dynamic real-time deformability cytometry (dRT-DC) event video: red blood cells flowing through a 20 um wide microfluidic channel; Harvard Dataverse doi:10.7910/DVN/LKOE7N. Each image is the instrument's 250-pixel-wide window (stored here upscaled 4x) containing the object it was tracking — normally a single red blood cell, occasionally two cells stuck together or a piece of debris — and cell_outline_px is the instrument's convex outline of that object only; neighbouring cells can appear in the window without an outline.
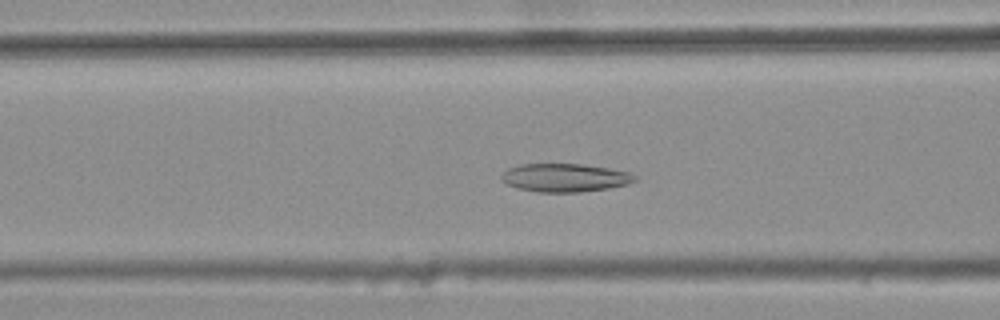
{"species": "common noctule bat (a hibernating species)", "species_latin": "Nyctalus noctula", "temperature_condition": "warm", "stored_images_in_passage": 45, "camera_frame_rate_fps": 3000, "um_per_image_px": 0.085, "animal": {"sex": "female", "body_mass_g": 25.1}, "frame": {"image": 1, "passage_image": 21, "time_ms": 6.667, "image_size_px": [1000, 320], "cell_outline_px": [[636, 180], [628, 184], [608, 188], [580, 192], [536, 192], [516, 188], [504, 184], [500, 180], [500, 176], [508, 168], [520, 164], [584, 164], [608, 168], [628, 172], [636, 176]], "centroid_in_image_um": [47.96, 15.11], "position_along_channel_um": 118.6, "area_um2": 22.14}}
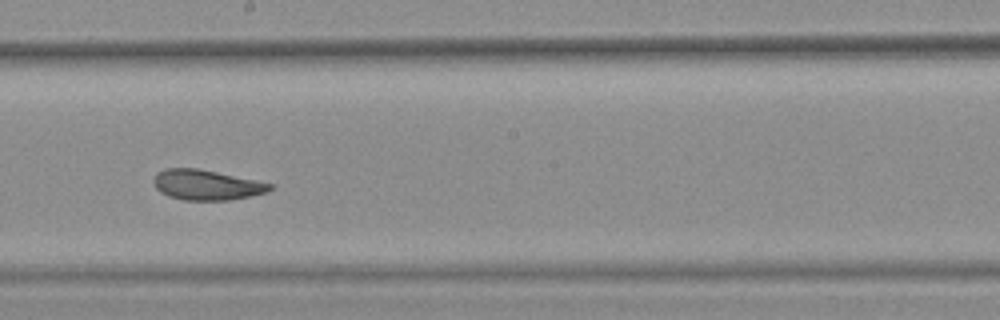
{"frame": {"image": 2, "passage_image": 30, "time_ms": 9.667, "image_size_px": [1000, 320], "cell_outline_px": [[276, 184], [268, 192], [228, 200], [184, 200], [168, 196], [160, 192], [156, 188], [152, 180], [156, 172], [164, 168], [196, 168]], "centroid_in_image_um": [17.53, 15.71], "position_along_channel_um": 230.7, "area_um2": 20.52}}
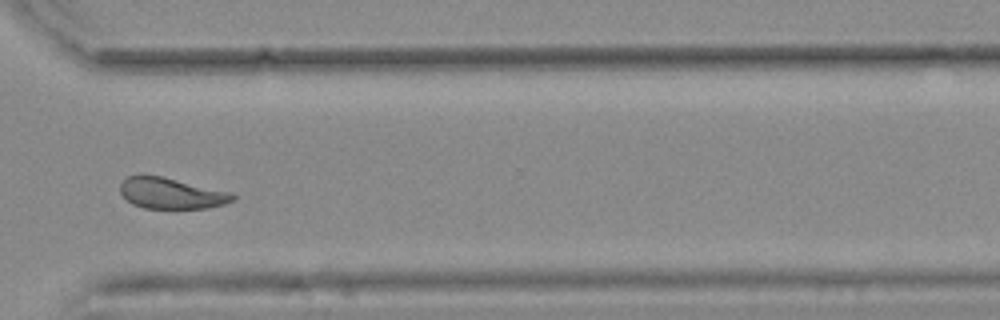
{"frame": {"image": 3, "passage_image": 40, "time_ms": 13.0, "image_size_px": [1000, 320], "cell_outline_px": [[236, 196], [232, 200], [224, 204], [204, 208], [144, 208], [132, 204], [120, 192], [120, 184], [128, 176], [140, 172], [160, 176], [228, 192]], "centroid_in_image_um": [14.46, 16.41], "position_along_channel_um": 356.1, "area_um2": 20.11}, "authors_computed_cell_mechanics": {"area_um2": 21.7906, "velocity_mm_per_s": 3.7495, "shape_relaxation_time_tau1_ms": null, "shape_relaxation_time_tau2_ms": 2.5657, "deformation_change_tau1": null, "deformation_change_tau2": 0.0953}}